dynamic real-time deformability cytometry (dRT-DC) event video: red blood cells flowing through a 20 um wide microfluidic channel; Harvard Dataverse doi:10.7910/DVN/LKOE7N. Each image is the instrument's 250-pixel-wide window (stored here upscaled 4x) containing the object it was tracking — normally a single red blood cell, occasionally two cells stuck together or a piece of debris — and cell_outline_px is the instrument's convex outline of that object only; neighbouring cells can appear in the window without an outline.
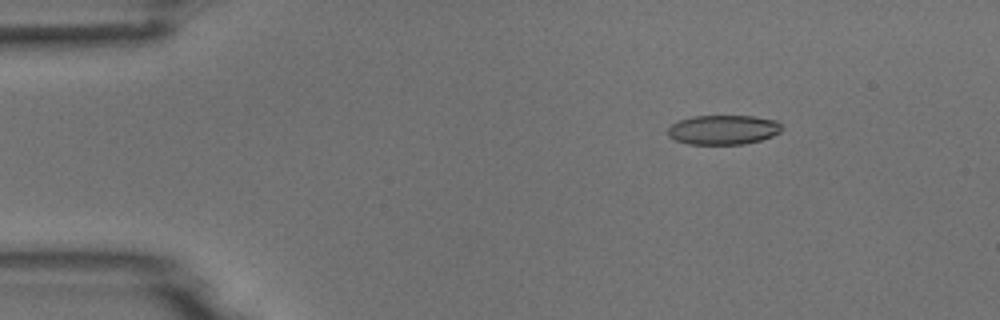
{"species": "common noctule bat (a hibernating species)", "species_latin": "Nyctalus noctula", "temperature_condition": "room temperature", "stored_images_in_passage": 6, "camera_frame_rate_fps": 3000, "um_per_image_px": 0.085, "animal": {"sex": "male", "body_mass_g": 18.8}, "frame": {"image": 1, "passage_image": 3, "time_ms": 2.333, "image_size_px": [1000, 320], "cell_outline_px": [[784, 128], [780, 132], [772, 136], [760, 140], [744, 144], [688, 144], [676, 140], [668, 136], [668, 128], [672, 124], [680, 120], [692, 116], [752, 116], [776, 120]], "centroid_in_image_um": [61.49, 11.03], "position_along_channel_um": 23.5, "area_um2": 19.59}}
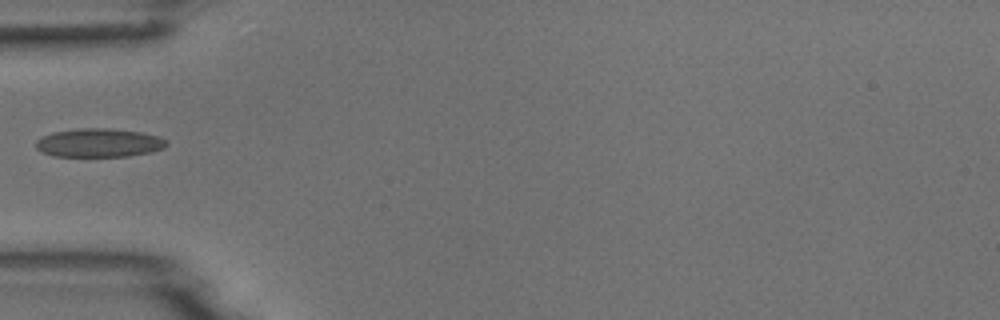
{"frame": {"image": 2, "passage_image": 6, "time_ms": 5.667, "image_size_px": [1000, 320], "cell_outline_px": [[168, 144], [164, 148], [152, 152], [128, 156], [52, 156], [36, 148], [36, 140], [40, 136], [52, 132], [80, 128], [112, 128], [140, 132], [160, 136]], "centroid_in_image_um": [8.41, 12.13], "position_along_channel_um": 76.6, "area_um2": 21.91}}